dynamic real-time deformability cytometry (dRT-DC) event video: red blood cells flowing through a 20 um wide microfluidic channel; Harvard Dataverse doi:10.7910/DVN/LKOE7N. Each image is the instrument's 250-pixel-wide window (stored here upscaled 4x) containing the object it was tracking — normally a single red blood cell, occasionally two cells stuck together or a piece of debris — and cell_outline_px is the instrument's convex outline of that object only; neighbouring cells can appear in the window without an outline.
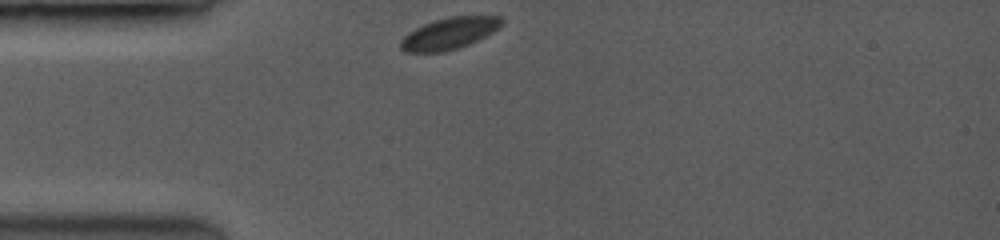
{"species": "common noctule bat (a hibernating species)", "species_latin": "Nyctalus noctula", "temperature_condition": "room temperature", "stored_images_in_passage": 30, "camera_frame_rate_fps": 3500, "um_per_image_px": 0.085, "animal": {"sex": "female", "body_mass_g": 19.0, "forearm_length_mm": 53.3}, "frame": {"image": 1, "passage_image": 1, "time_ms": 0.0, "image_size_px": [1000, 240], "cell_outline_px": [[504, 24], [500, 28], [468, 44], [444, 52], [404, 52], [400, 48], [400, 40], [408, 32], [432, 20], [452, 16], [500, 16], [504, 20]], "centroid_in_image_um": [38.18, 2.83], "position_along_channel_um": 46.8, "area_um2": 18.61}}
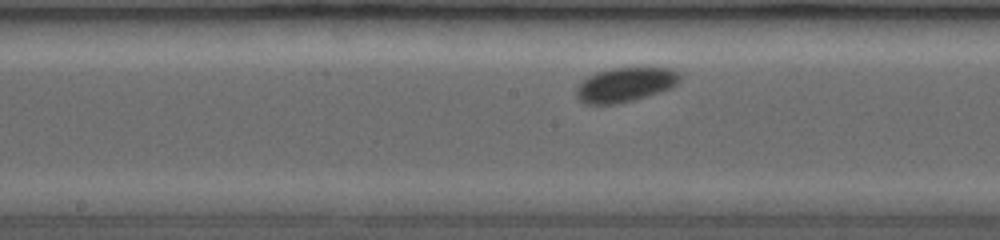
{"frame": {"image": 2, "passage_image": 16, "time_ms": 4.286, "image_size_px": [1000, 240], "cell_outline_px": [[684, 72], [680, 80], [676, 84], [668, 88], [644, 96], [612, 104], [588, 104], [580, 100], [576, 92], [576, 88], [588, 76], [596, 72], [612, 68], [672, 68]], "centroid_in_image_um": [53.18, 7.16], "position_along_channel_um": 195.0, "area_um2": 20.29}}
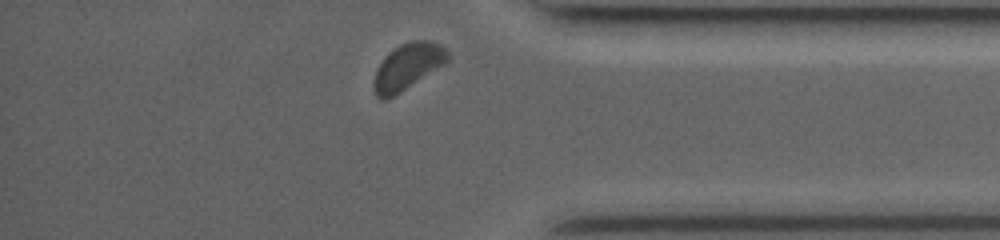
{"frame": {"image": 3, "passage_image": 30, "time_ms": 9.714, "image_size_px": [1000, 240], "cell_outline_px": [[448, 60], [444, 64], [388, 100], [380, 100], [376, 96], [372, 84], [376, 68], [384, 56], [388, 52], [400, 44], [412, 40], [428, 40], [440, 44], [448, 52]], "centroid_in_image_um": [34.59, 5.67], "position_along_channel_um": 400.6, "area_um2": 20.0}, "authors_computed_cell_mechanics": {"area_um2": 19.3341, "velocity_mm_per_s": 3.8378, "shape_relaxation_time_tau1_ms": 2.119, "shape_relaxation_time_tau2_ms": null, "deformation_change_tau1": 0.0351, "deformation_change_tau2": null}}